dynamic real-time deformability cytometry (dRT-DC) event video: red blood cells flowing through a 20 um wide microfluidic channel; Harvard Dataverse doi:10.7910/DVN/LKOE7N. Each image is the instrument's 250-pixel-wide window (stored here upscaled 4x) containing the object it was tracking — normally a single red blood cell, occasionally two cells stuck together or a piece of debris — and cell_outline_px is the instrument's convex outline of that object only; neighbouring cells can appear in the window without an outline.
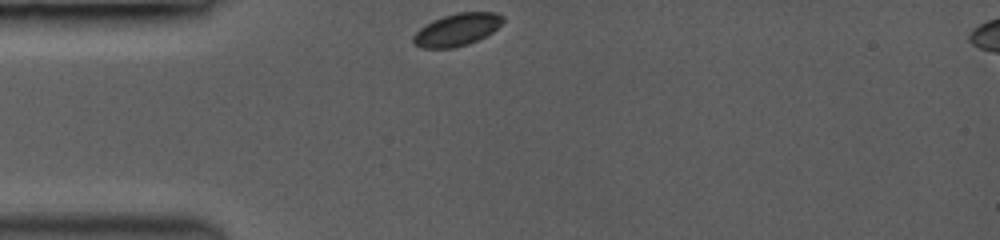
{"species": "common noctule bat (a hibernating species)", "species_latin": "Nyctalus noctula", "temperature_condition": "room temperature", "stored_images_in_passage": 20, "camera_frame_rate_fps": 3500, "um_per_image_px": 0.085, "animal": {"sex": "female", "body_mass_g": 19.0, "forearm_length_mm": 53.3}, "frame": {"image": 1, "passage_image": 1, "time_ms": 0.0, "image_size_px": [1000, 240], "cell_outline_px": [[504, 20], [492, 32], [468, 44], [452, 48], [420, 48], [412, 40], [412, 36], [424, 24], [432, 20], [456, 12], [496, 12], [504, 16]], "centroid_in_image_um": [38.82, 2.51], "position_along_channel_um": 46.2, "area_um2": 16.88}}
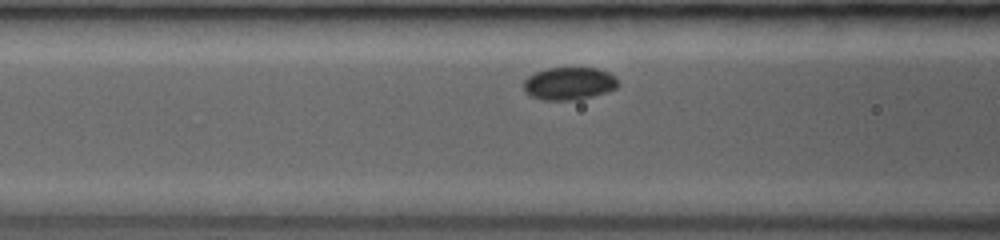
{"frame": {"image": 2, "passage_image": 9, "time_ms": 2.286, "image_size_px": [1000, 240], "cell_outline_px": [[620, 84], [616, 88], [592, 96], [576, 100], [544, 100], [532, 96], [524, 88], [524, 80], [528, 76], [536, 72], [548, 68], [596, 68], [608, 72]], "centroid_in_image_um": [48.37, 7.09], "position_along_channel_um": 118.2, "area_um2": 17.69}}
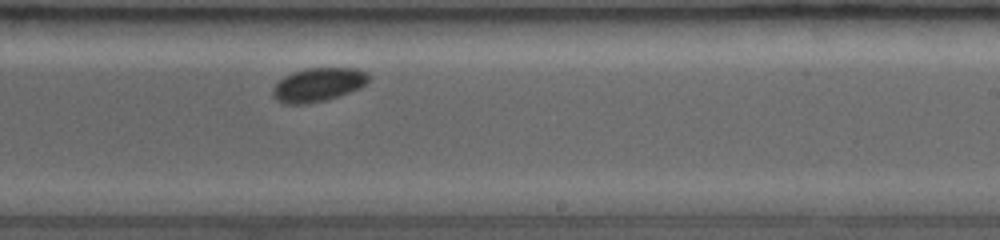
{"frame": {"image": 3, "passage_image": 20, "time_ms": 5.429, "image_size_px": [1000, 240], "cell_outline_px": [[368, 80], [360, 88], [324, 100], [296, 104], [288, 104], [280, 100], [272, 92], [272, 88], [284, 76], [292, 72], [304, 68], [356, 68], [368, 72]], "centroid_in_image_um": [27.06, 7.16], "position_along_channel_um": 261.9, "area_um2": 18.32}}